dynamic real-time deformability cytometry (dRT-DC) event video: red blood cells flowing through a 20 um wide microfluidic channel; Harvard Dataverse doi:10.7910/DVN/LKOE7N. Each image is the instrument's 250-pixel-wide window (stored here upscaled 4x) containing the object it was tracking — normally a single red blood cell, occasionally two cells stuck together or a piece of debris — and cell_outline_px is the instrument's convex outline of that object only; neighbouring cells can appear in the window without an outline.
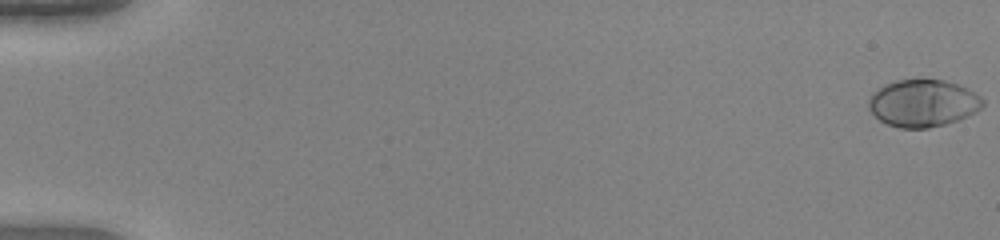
{"species": "human", "species_latin": "Homo sapiens", "temperature_condition": "warm", "stored_images_in_passage": 51, "camera_frame_rate_fps": 3000, "um_per_image_px": 0.085, "donor": {"sex": "female"}, "frame": {"image": 1, "passage_image": 1, "time_ms": 0.0, "image_size_px": [1000, 240], "cell_outline_px": [[984, 104], [976, 112], [968, 116], [944, 124], [928, 128], [900, 128], [888, 124], [880, 120], [868, 108], [868, 100], [872, 92], [884, 84], [896, 80], [944, 80], [968, 88], [980, 96], [984, 100]], "centroid_in_image_um": [78.44, 8.77], "position_along_channel_um": 6.6, "area_um2": 31.33}}
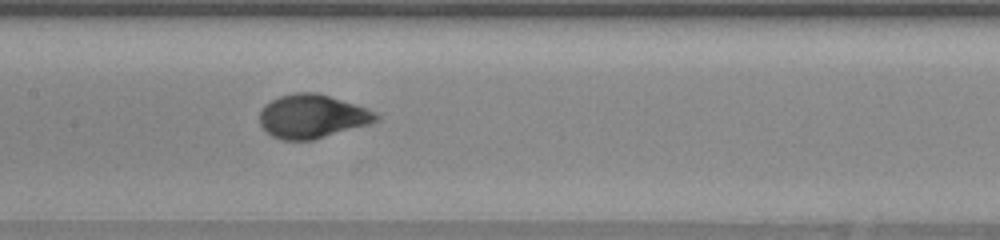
{"frame": {"image": 2, "passage_image": 27, "time_ms": 8.667, "image_size_px": [1000, 240], "cell_outline_px": [[380, 120], [372, 124], [312, 140], [280, 140], [272, 136], [260, 124], [260, 112], [264, 104], [280, 96], [296, 92], [316, 92], [368, 108], [376, 112], [380, 116]], "centroid_in_image_um": [26.58, 9.89], "position_along_channel_um": 180.8, "area_um2": 29.82}}
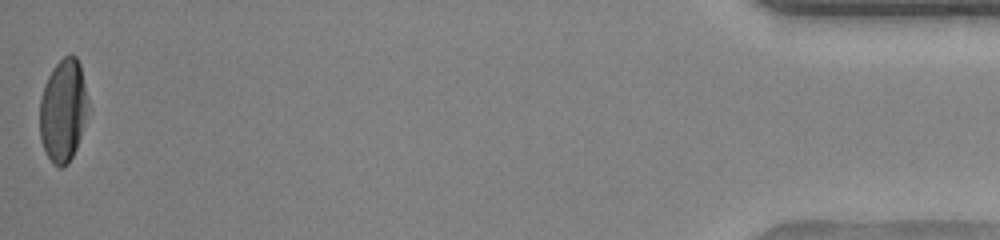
{"frame": {"image": 3, "passage_image": 51, "time_ms": 16.667, "image_size_px": [1000, 240], "cell_outline_px": [[88, 104], [80, 136], [76, 148], [68, 164], [60, 168], [52, 164], [44, 148], [40, 136], [40, 96], [44, 84], [52, 68], [64, 56], [76, 56], [80, 64], [88, 100]], "centroid_in_image_um": [5.34, 9.38], "position_along_channel_um": 429.9, "area_um2": 28.67}, "authors_computed_cell_mechanics": {"area_um2": 29.8248, "velocity_mm_per_s": 4.1867, "shape_relaxation_time_tau1_ms": 3.0851, "shape_relaxation_time_tau2_ms": null, "deformation_change_tau1": 0.2104, "deformation_change_tau2": null}}